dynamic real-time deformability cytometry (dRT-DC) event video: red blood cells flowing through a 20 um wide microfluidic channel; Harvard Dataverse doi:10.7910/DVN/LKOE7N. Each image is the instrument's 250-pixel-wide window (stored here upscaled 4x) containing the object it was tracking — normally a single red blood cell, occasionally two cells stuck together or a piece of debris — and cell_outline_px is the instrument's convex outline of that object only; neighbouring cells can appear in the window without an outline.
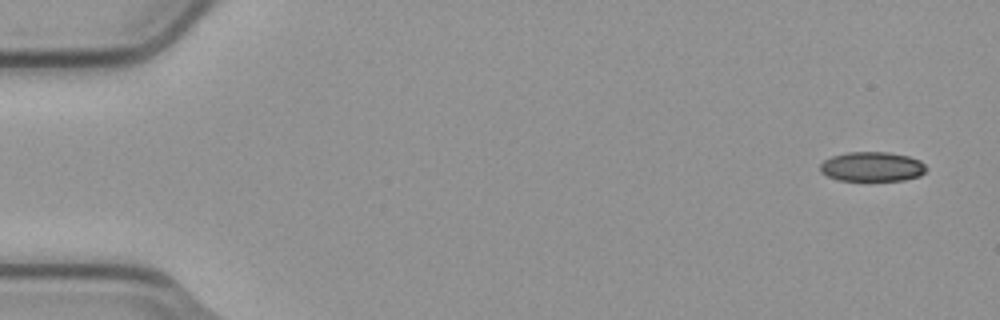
{"species": "common noctule bat (a hibernating species)", "species_latin": "Nyctalus noctula", "temperature_condition": "cold", "stored_images_in_passage": 53, "camera_frame_rate_fps": 3000, "um_per_image_px": 0.085, "animal": {"sex": "male", "body_mass_g": 23.1, "forearm_length_mm": 52.7}, "frame": {"image": 1, "passage_image": 1, "time_ms": 0.0, "image_size_px": [1000, 320], "cell_outline_px": [[928, 168], [920, 176], [904, 180], [836, 180], [820, 172], [820, 164], [824, 160], [832, 156], [848, 152], [888, 152], [908, 156], [920, 160]], "centroid_in_image_um": [74.13, 14.16], "position_along_channel_um": 10.9, "area_um2": 18.32}}
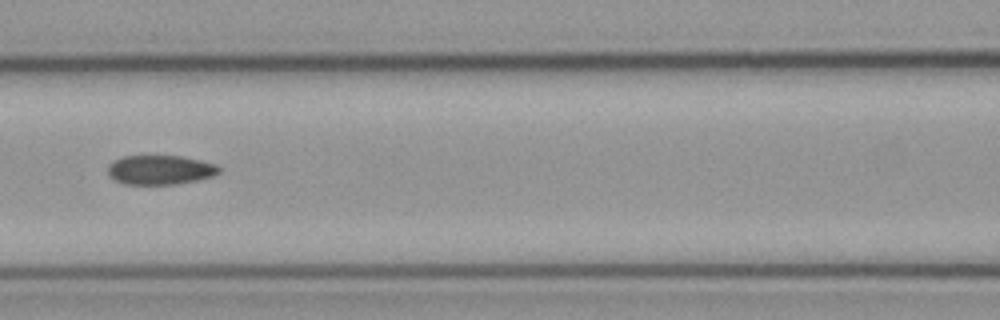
{"frame": {"image": 2, "passage_image": 23, "time_ms": 7.333, "image_size_px": [1000, 320], "cell_outline_px": [[220, 172], [212, 176], [196, 180], [176, 184], [124, 184], [108, 176], [108, 164], [112, 160], [124, 156], [180, 156], [200, 160], [216, 164], [220, 168]], "centroid_in_image_um": [13.58, 14.43], "position_along_channel_um": 153.0, "area_um2": 19.02}}
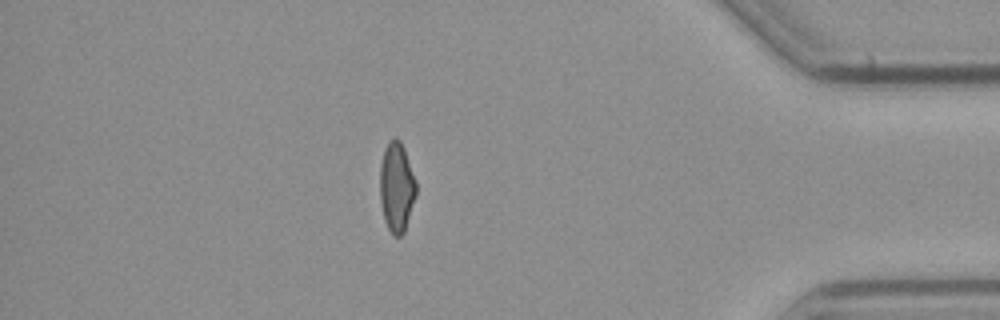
{"frame": {"image": 3, "passage_image": 46, "time_ms": 15.0, "image_size_px": [1000, 320], "cell_outline_px": [[416, 196], [404, 232], [400, 236], [392, 236], [384, 220], [380, 200], [380, 164], [384, 148], [388, 140], [392, 136], [396, 136], [400, 140], [404, 148], [416, 184]], "centroid_in_image_um": [33.69, 15.88], "position_along_channel_um": 401.5, "area_um2": 19.07}, "authors_computed_cell_mechanics": {"area_um2": 19.2474, "velocity_mm_per_s": 3.7797, "shape_relaxation_time_tau1_ms": null, "shape_relaxation_time_tau2_ms": 2.4277, "deformation_change_tau1": null, "deformation_change_tau2": 0.0836}}